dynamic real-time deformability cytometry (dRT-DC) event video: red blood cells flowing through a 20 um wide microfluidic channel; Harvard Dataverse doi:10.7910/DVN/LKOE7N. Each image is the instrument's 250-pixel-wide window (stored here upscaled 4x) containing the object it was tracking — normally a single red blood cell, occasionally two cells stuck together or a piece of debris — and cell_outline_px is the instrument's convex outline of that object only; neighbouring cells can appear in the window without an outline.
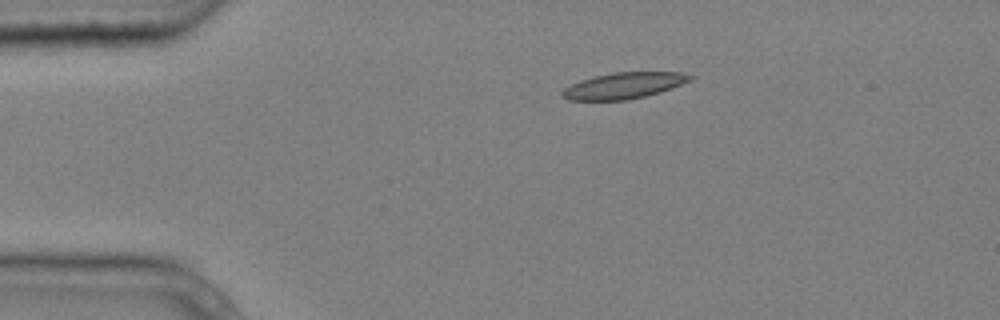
{"species": "common noctule bat (a hibernating species)", "species_latin": "Nyctalus noctula", "temperature_condition": "cold", "stored_images_in_passage": 2, "camera_frame_rate_fps": 3000, "um_per_image_px": 0.085, "animal": {"sex": "male", "body_mass_g": 20.4}, "frame": {"image": 1, "passage_image": 2, "time_ms": 0.333, "image_size_px": [1000, 320], "cell_outline_px": [[696, 76], [692, 80], [660, 92], [628, 100], [568, 100], [560, 96], [560, 92], [564, 88], [580, 80], [592, 76], [612, 72], [680, 72]], "centroid_in_image_um": [53.0, 7.27], "position_along_channel_um": 32.0, "area_um2": 19.65}}